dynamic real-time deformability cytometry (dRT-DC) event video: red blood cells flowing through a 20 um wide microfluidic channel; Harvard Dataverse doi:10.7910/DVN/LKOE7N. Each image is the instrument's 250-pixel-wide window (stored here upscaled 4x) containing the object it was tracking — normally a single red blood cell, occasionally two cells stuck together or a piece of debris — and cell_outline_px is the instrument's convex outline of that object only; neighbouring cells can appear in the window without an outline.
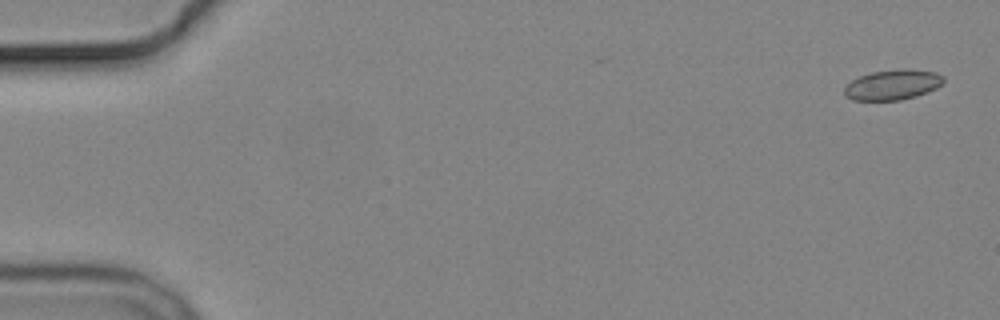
{"species": "common noctule bat (a hibernating species)", "species_latin": "Nyctalus noctula", "temperature_condition": "cold", "stored_images_in_passage": 6, "camera_frame_rate_fps": 3000, "um_per_image_px": 0.085, "animal": {"sex": "male", "body_mass_g": 19.2, "forearm_length_mm": 51.8}, "frame": {"image": 1, "passage_image": 1, "time_ms": 0.0, "image_size_px": [1000, 320], "cell_outline_px": [[944, 84], [936, 88], [916, 96], [900, 100], [852, 100], [844, 96], [844, 88], [852, 80], [860, 76], [872, 72], [900, 68], [908, 68], [936, 72], [944, 76]], "centroid_in_image_um": [75.9, 7.19], "position_along_channel_um": 9.1, "area_um2": 17.63}}
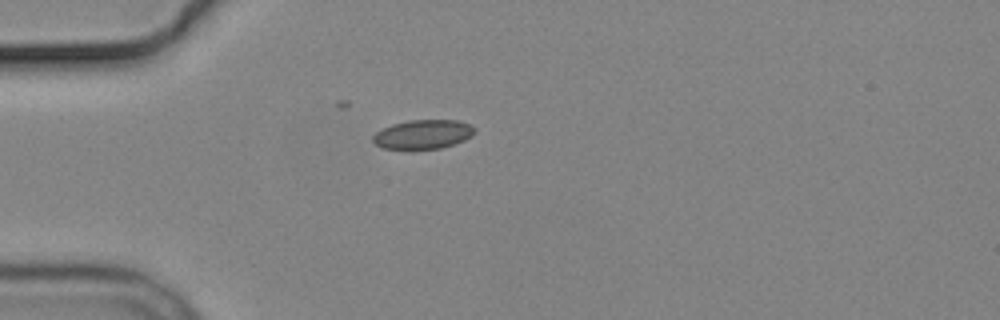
{"frame": {"image": 2, "passage_image": 5, "time_ms": 4.667, "image_size_px": [1000, 320], "cell_outline_px": [[476, 132], [472, 136], [464, 140], [440, 148], [384, 148], [376, 144], [372, 140], [372, 136], [376, 132], [392, 124], [408, 120], [460, 120], [472, 124], [476, 128]], "centroid_in_image_um": [36.01, 11.39], "position_along_channel_um": 49.0, "area_um2": 17.17}}